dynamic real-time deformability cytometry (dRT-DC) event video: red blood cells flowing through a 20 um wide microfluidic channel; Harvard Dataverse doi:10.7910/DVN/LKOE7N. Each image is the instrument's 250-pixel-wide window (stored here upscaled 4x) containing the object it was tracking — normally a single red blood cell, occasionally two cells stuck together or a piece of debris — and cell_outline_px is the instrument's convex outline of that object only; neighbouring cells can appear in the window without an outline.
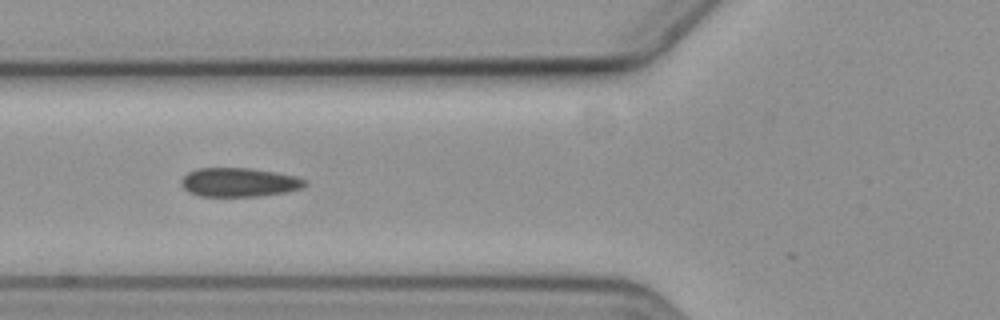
{"species": "common noctule bat (a hibernating species)", "species_latin": "Nyctalus noctula", "temperature_condition": "cold", "stored_images_in_passage": 4, "camera_frame_rate_fps": 3000, "um_per_image_px": 0.085, "animal": {"sex": "female", "body_mass_g": 19.3, "forearm_length_mm": 54.1}, "frame": {"image": 1, "passage_image": 3, "time_ms": 2.333, "image_size_px": [1000, 320], "cell_outline_px": [[308, 184], [300, 188], [288, 192], [260, 196], [200, 196], [188, 192], [180, 184], [180, 180], [188, 172], [196, 168], [248, 168], [276, 172], [296, 176], [308, 180]], "centroid_in_image_um": [20.33, 15.49], "position_along_channel_um": 105.5, "area_um2": 21.04}}
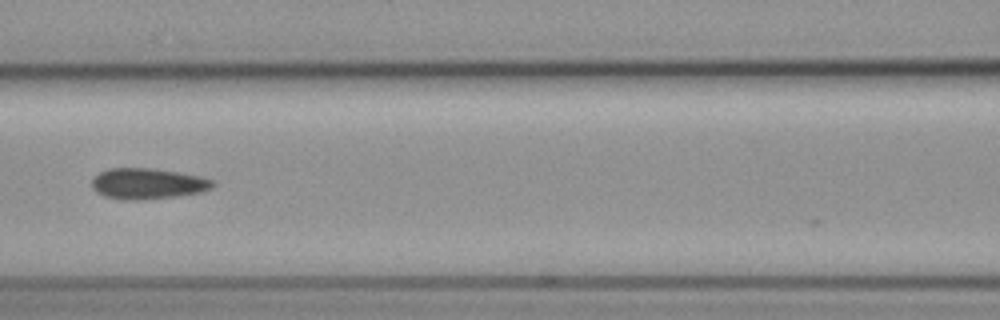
{"frame": {"image": 2, "passage_image": 4, "time_ms": 3.667, "image_size_px": [1000, 320], "cell_outline_px": [[216, 184], [212, 188], [200, 192], [176, 196], [136, 200], [124, 200], [104, 196], [96, 192], [92, 188], [92, 180], [100, 172], [108, 168], [152, 168], [180, 172], [204, 176], [212, 180]], "centroid_in_image_um": [12.57, 15.6], "position_along_channel_um": 154.0, "area_um2": 21.85}}